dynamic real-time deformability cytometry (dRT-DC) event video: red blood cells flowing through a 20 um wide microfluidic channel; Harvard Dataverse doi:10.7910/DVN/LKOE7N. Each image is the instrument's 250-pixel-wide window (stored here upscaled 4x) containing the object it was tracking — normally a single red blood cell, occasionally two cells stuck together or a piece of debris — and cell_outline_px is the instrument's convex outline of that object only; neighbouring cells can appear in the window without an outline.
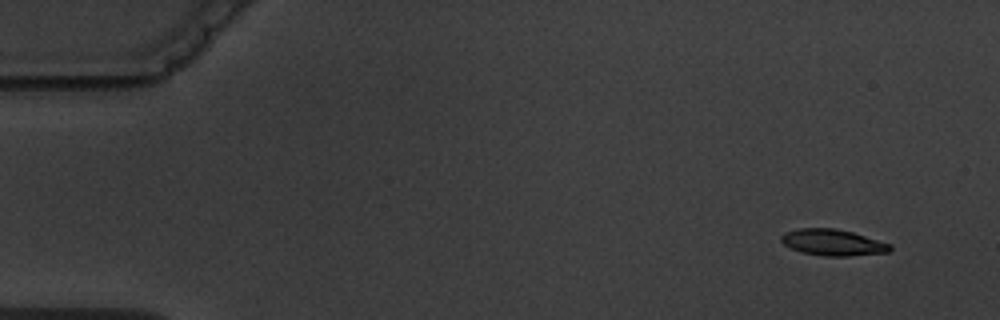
{"species": "common noctule bat (a hibernating species)", "species_latin": "Nyctalus noctula", "temperature_condition": "warm", "stored_images_in_passage": 7, "camera_frame_rate_fps": 3000, "um_per_image_px": 0.085, "animal": {"sex": "male", "body_mass_g": 19.5, "forearm_length_mm": 54.6}, "frame": {"image": 1, "passage_image": 1, "time_ms": 0.0, "image_size_px": [1000, 320], "cell_outline_px": [[892, 248], [888, 252], [848, 256], [824, 256], [804, 252], [792, 248], [784, 244], [780, 240], [780, 236], [784, 232], [796, 228], [832, 228], [852, 232], [892, 244]], "centroid_in_image_um": [70.78, 20.6], "position_along_channel_um": 14.2, "area_um2": 16.59}}
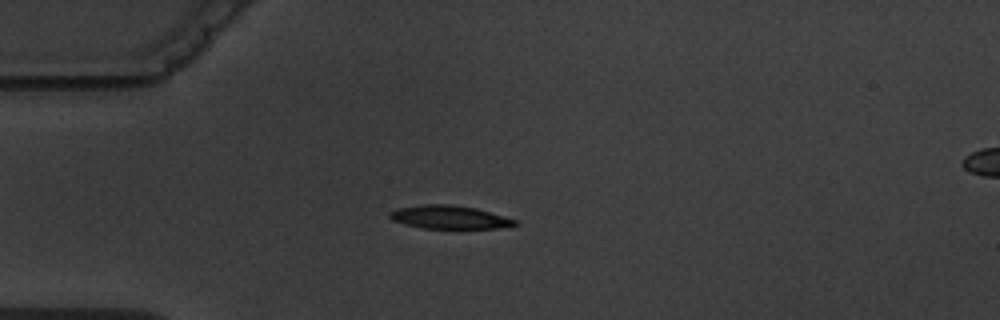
{"frame": {"image": 2, "passage_image": 4, "time_ms": 3.667, "image_size_px": [1000, 320], "cell_outline_px": [[520, 224], [500, 228], [420, 228], [404, 224], [392, 220], [388, 216], [388, 212], [396, 208], [420, 204], [452, 204], [476, 208], [504, 216], [516, 220]], "centroid_in_image_um": [38.15, 18.45], "position_along_channel_um": 46.8, "area_um2": 17.17}}
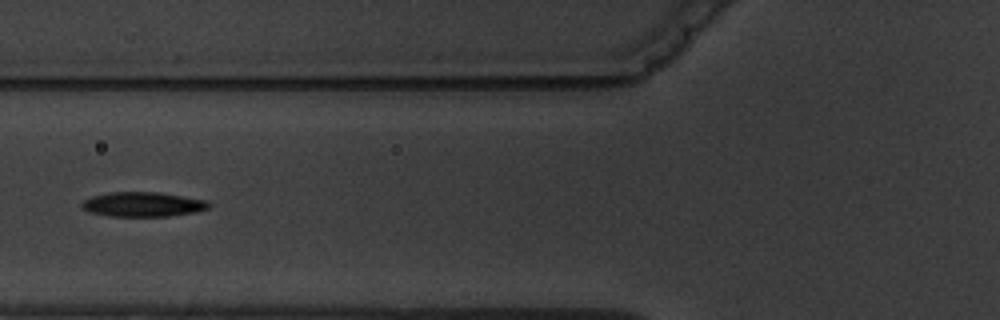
{"frame": {"image": 3, "passage_image": 6, "time_ms": 6.0, "image_size_px": [1000, 320], "cell_outline_px": [[212, 204], [208, 208], [196, 212], [168, 216], [108, 216], [88, 212], [80, 208], [80, 204], [84, 200], [92, 196], [108, 192], [156, 192], [204, 200]], "centroid_in_image_um": [12.07, 17.37], "position_along_channel_um": 113.7, "area_um2": 18.21}}